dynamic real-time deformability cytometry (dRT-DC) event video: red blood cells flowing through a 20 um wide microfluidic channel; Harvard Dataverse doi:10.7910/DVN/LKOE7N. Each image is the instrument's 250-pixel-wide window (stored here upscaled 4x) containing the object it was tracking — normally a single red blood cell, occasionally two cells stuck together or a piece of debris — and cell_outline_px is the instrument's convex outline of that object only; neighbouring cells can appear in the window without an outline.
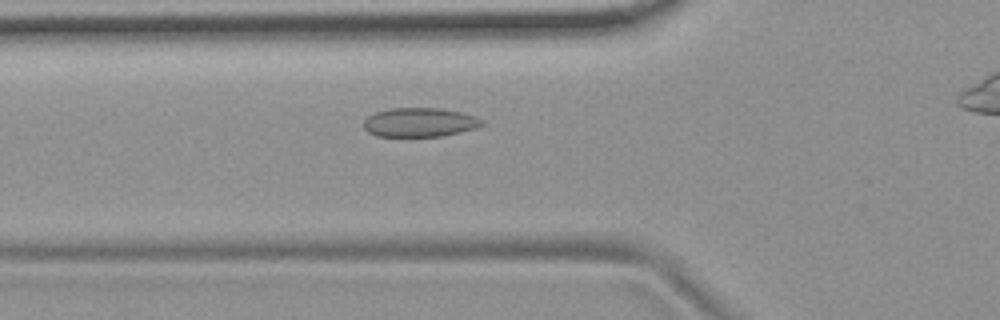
{"species": "common noctule bat (a hibernating species)", "species_latin": "Nyctalus noctula", "temperature_condition": "room temperature", "stored_images_in_passage": 48, "camera_frame_rate_fps": 3000, "um_per_image_px": 0.085, "animal": {"sex": "female", "body_mass_g": 19.9}, "frame": {"image": 1, "passage_image": 19, "time_ms": 6.0, "image_size_px": [1000, 320], "cell_outline_px": [[484, 124], [476, 128], [444, 136], [376, 136], [368, 132], [364, 128], [364, 120], [372, 112], [388, 108], [440, 108], [460, 112], [476, 116], [484, 120]], "centroid_in_image_um": [35.66, 10.39], "position_along_channel_um": 90.1, "area_um2": 20.23}}
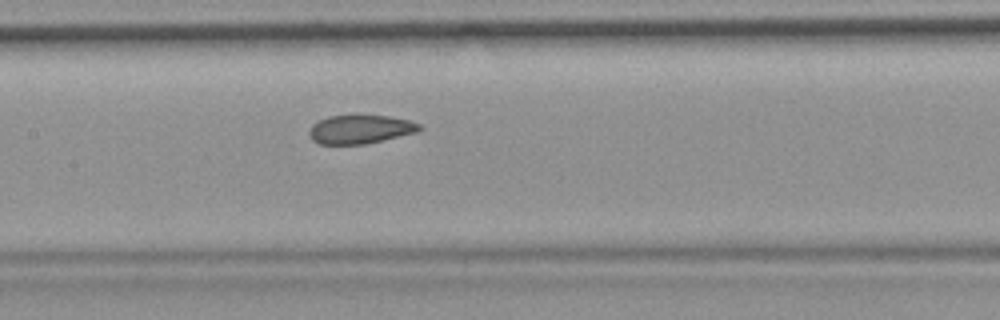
{"frame": {"image": 2, "passage_image": 26, "time_ms": 8.333, "image_size_px": [1000, 320], "cell_outline_px": [[424, 128], [416, 132], [364, 144], [320, 144], [312, 140], [308, 132], [312, 124], [328, 116], [352, 112], [392, 116], [408, 120], [420, 124]], "centroid_in_image_um": [30.6, 10.93], "position_along_channel_um": 176.8, "area_um2": 19.13}}
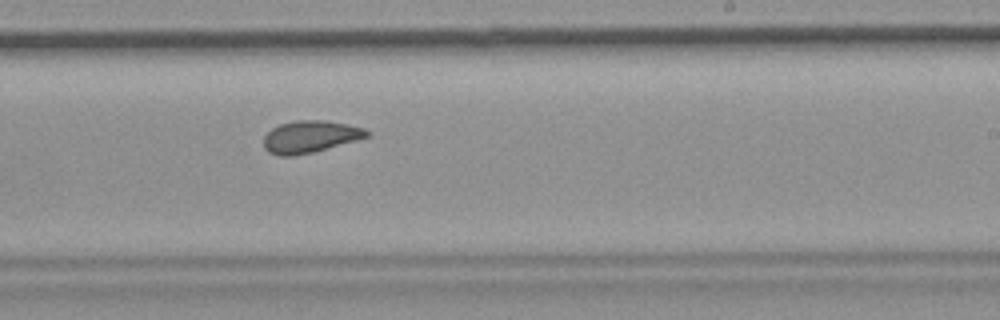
{"frame": {"image": 3, "passage_image": 33, "time_ms": 10.667, "image_size_px": [1000, 320], "cell_outline_px": [[372, 132], [368, 136], [312, 152], [292, 156], [280, 156], [268, 152], [264, 148], [264, 136], [272, 128], [280, 124], [296, 120], [328, 120], [348, 124], [364, 128]], "centroid_in_image_um": [26.34, 11.6], "position_along_channel_um": 262.7, "area_um2": 19.13}, "authors_computed_cell_mechanics": {"area_um2": 19.6809, "velocity_mm_per_s": 3.7087, "shape_relaxation_time_tau1_ms": 11.2926, "shape_relaxation_time_tau2_ms": 1.8544, "deformation_change_tau1": 0.1544, "deformation_change_tau2": 0.0489}}